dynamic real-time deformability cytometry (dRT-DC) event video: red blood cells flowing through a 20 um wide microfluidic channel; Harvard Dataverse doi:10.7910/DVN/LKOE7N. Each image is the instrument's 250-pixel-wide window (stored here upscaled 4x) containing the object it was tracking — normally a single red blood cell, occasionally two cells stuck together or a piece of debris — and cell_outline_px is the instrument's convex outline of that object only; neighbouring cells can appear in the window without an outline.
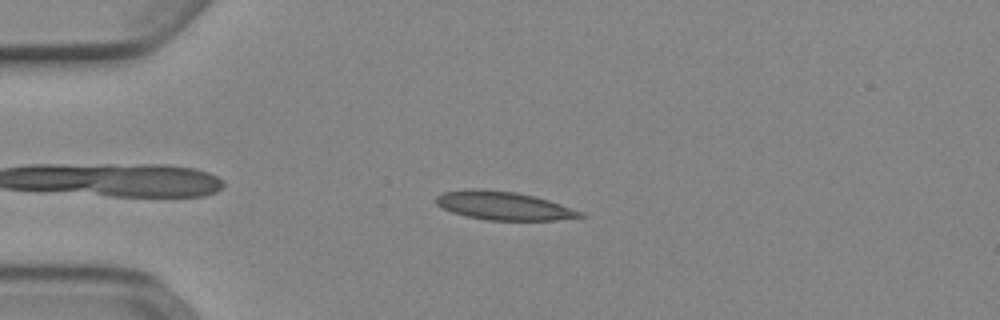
{"species": "Egyptian fruit bat (a non-hibernating species)", "species_latin": "Rousettus aegyptiacus", "temperature_condition": "cold", "stored_images_in_passage": 35, "camera_frame_rate_fps": 3000, "um_per_image_px": 0.085, "animal": {"sex": "female"}, "frame": {"image": 1, "passage_image": 1, "time_ms": 0.0, "image_size_px": [1000, 320], "cell_outline_px": [[588, 216], [556, 220], [488, 220], [464, 216], [452, 212], [436, 204], [436, 196], [444, 192], [472, 188], [480, 188], [516, 192], [548, 200], [584, 212]], "centroid_in_image_um": [42.81, 17.49], "position_along_channel_um": 42.2, "area_um2": 23.87}}
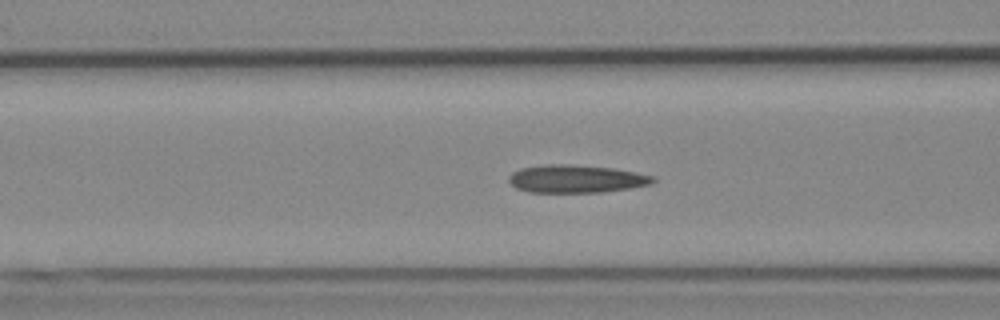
{"frame": {"image": 2, "passage_image": 9, "time_ms": 2.667, "image_size_px": [1000, 320], "cell_outline_px": [[656, 180], [652, 184], [628, 188], [600, 192], [532, 192], [516, 188], [508, 180], [508, 176], [512, 172], [520, 168], [544, 164], [568, 164], [612, 168], [636, 172], [656, 176]], "centroid_in_image_um": [48.97, 15.19], "position_along_channel_um": 117.6, "area_um2": 23.41}}
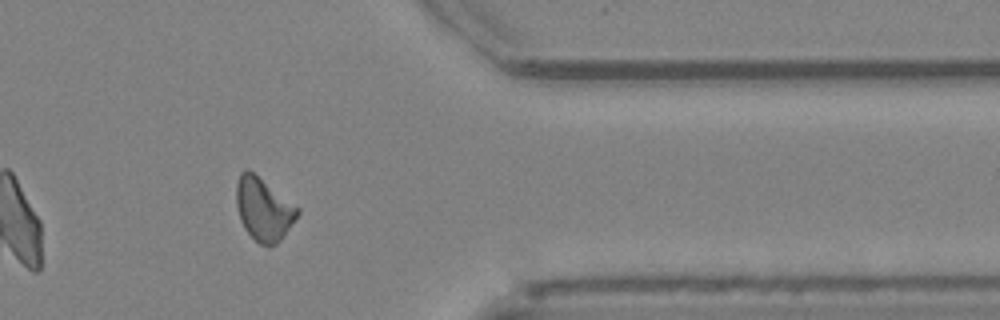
{"frame": {"image": 3, "passage_image": 31, "time_ms": 10.0, "image_size_px": [1000, 320], "cell_outline_px": [[300, 212], [280, 240], [276, 244], [268, 248], [260, 244], [244, 228], [240, 220], [236, 204], [236, 184], [240, 172], [244, 168], [248, 168], [300, 208]], "centroid_in_image_um": [22.39, 17.76], "position_along_channel_um": 389.0, "area_um2": 22.43}, "authors_computed_cell_mechanics": {"area_um2": 22.7732, "velocity_mm_per_s": 3.9057, "shape_relaxation_time_tau1_ms": null, "shape_relaxation_time_tau2_ms": 5.6124, "deformation_change_tau1": null, "deformation_change_tau2": 0.1366}}